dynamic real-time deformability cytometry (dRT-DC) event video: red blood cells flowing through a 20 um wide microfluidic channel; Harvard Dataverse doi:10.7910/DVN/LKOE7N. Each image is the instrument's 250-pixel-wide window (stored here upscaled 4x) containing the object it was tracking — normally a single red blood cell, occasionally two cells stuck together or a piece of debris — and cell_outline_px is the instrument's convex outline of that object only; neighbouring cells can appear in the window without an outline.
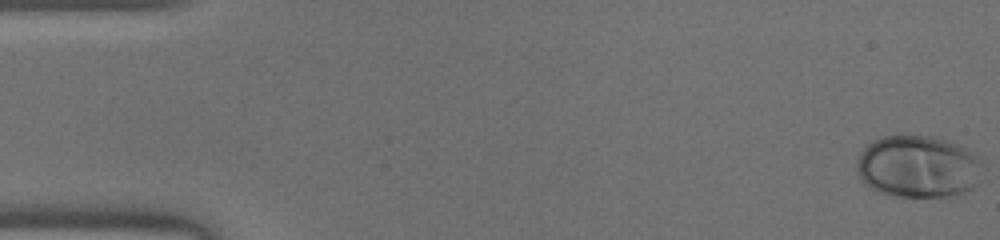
{"species": "human", "species_latin": "Homo sapiens", "temperature_condition": "warm", "stored_images_in_passage": 47, "camera_frame_rate_fps": 3000, "um_per_image_px": 0.085, "donor": {"sex": "male"}, "frame": {"image": 1, "passage_image": 1, "time_ms": 0.0, "image_size_px": [1000, 240], "cell_outline_px": [[984, 168], [980, 184], [964, 192], [944, 196], [888, 196], [864, 184], [860, 180], [856, 172], [856, 160], [860, 152], [872, 140], [884, 136], [900, 132], [908, 132], [936, 136], [960, 144], [968, 148], [984, 160]], "centroid_in_image_um": [78.07, 14.1], "position_along_channel_um": 6.9, "area_um2": 47.57}}
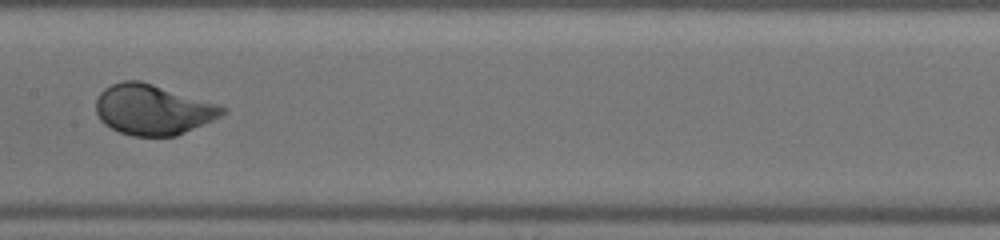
{"frame": {"image": 2, "passage_image": 24, "time_ms": 7.667, "image_size_px": [1000, 240], "cell_outline_px": [[228, 108], [220, 116], [212, 120], [176, 136], [132, 136], [120, 132], [104, 124], [100, 120], [96, 112], [96, 100], [100, 92], [104, 88], [120, 80], [140, 80], [216, 104]], "centroid_in_image_um": [12.94, 9.32], "position_along_channel_um": 194.5, "area_um2": 36.76}}
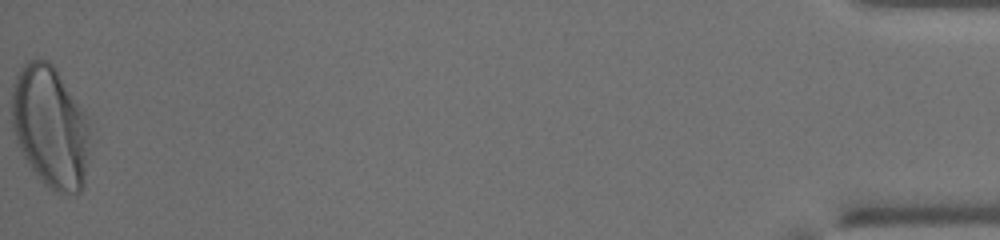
{"frame": {"image": 3, "passage_image": 47, "time_ms": 15.333, "image_size_px": [1000, 240], "cell_outline_px": [[88, 136], [84, 184], [80, 192], [76, 196], [56, 192], [44, 184], [40, 180], [24, 156], [16, 140], [12, 128], [12, 84], [20, 68], [28, 60], [40, 56], [48, 60], [56, 68], [84, 108], [88, 124]], "centroid_in_image_um": [4.26, 10.74], "position_along_channel_um": 430.9, "area_um2": 55.78}}